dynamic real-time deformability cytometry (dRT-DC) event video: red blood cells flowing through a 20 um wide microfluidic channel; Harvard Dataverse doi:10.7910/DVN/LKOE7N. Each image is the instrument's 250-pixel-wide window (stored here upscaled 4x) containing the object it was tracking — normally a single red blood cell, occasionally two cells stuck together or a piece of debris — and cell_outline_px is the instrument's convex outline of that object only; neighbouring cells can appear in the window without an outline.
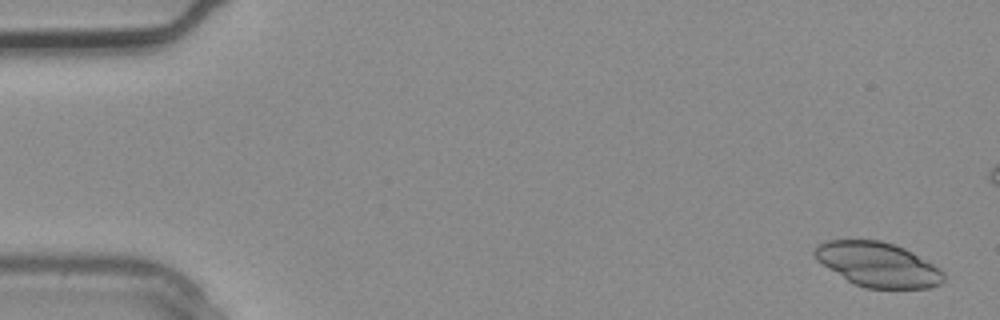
{"species": "common noctule bat (a hibernating species)", "species_latin": "Nyctalus noctula", "temperature_condition": "warm", "stored_images_in_passage": 3, "camera_frame_rate_fps": 3000, "um_per_image_px": 0.085, "animal": {"sex": "male", "body_mass_g": 20.4}, "frame": {"image": 1, "passage_image": 1, "time_ms": 0.0, "image_size_px": [1000, 320], "cell_outline_px": [[944, 280], [940, 284], [928, 288], [864, 288], [848, 280], [828, 268], [816, 260], [812, 252], [812, 248], [816, 244], [824, 240], [880, 240], [896, 244], [912, 252], [940, 268], [944, 272]], "centroid_in_image_um": [74.59, 22.46], "position_along_channel_um": 10.4, "area_um2": 33.58}}